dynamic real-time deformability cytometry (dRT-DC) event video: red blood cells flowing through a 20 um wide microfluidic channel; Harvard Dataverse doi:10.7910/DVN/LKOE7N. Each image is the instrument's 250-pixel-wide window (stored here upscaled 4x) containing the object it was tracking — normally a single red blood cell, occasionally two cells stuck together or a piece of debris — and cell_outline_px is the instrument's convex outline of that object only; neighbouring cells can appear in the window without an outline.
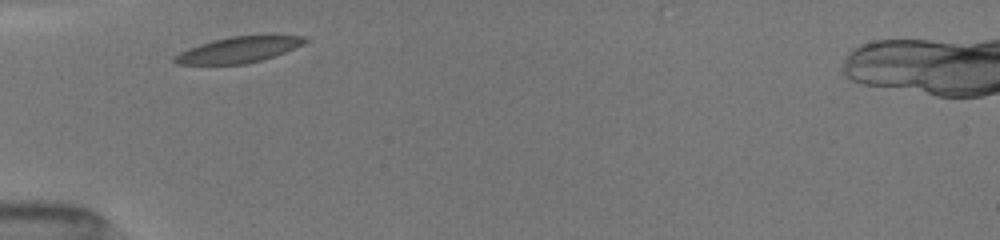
{"species": "common noctule bat (a hibernating species)", "species_latin": "Nyctalus noctula", "temperature_condition": "room temperature", "stored_images_in_passage": 4, "camera_frame_rate_fps": 3000, "um_per_image_px": 0.085, "animal": {"sex": "female", "body_mass_g": 19.5, "forearm_length_mm": 54.1}, "frame": {"image": 1, "passage_image": 1, "time_ms": 0.0, "image_size_px": [1000, 240], "cell_outline_px": [[308, 40], [304, 44], [276, 56], [244, 64], [176, 64], [172, 60], [180, 52], [188, 48], [212, 40], [232, 36], [268, 32], [272, 32], [304, 36]], "centroid_in_image_um": [20.41, 4.16], "position_along_channel_um": 64.6, "area_um2": 20.46}}
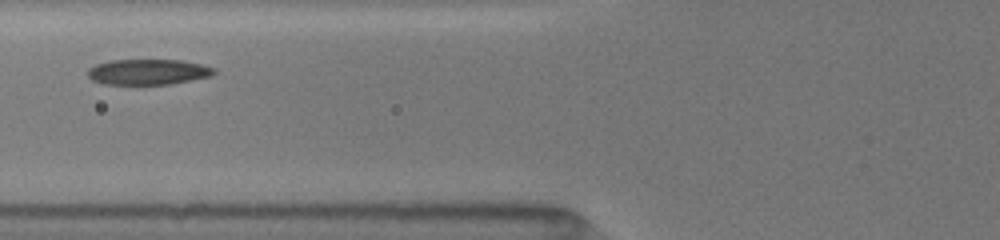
{"frame": {"image": 2, "passage_image": 3, "time_ms": 1.333, "image_size_px": [1000, 240], "cell_outline_px": [[216, 72], [212, 76], [172, 84], [104, 84], [92, 80], [88, 76], [88, 68], [96, 64], [112, 60], [180, 60], [200, 64], [216, 68]], "centroid_in_image_um": [12.6, 6.11], "position_along_channel_um": 113.2, "area_um2": 18.84}}